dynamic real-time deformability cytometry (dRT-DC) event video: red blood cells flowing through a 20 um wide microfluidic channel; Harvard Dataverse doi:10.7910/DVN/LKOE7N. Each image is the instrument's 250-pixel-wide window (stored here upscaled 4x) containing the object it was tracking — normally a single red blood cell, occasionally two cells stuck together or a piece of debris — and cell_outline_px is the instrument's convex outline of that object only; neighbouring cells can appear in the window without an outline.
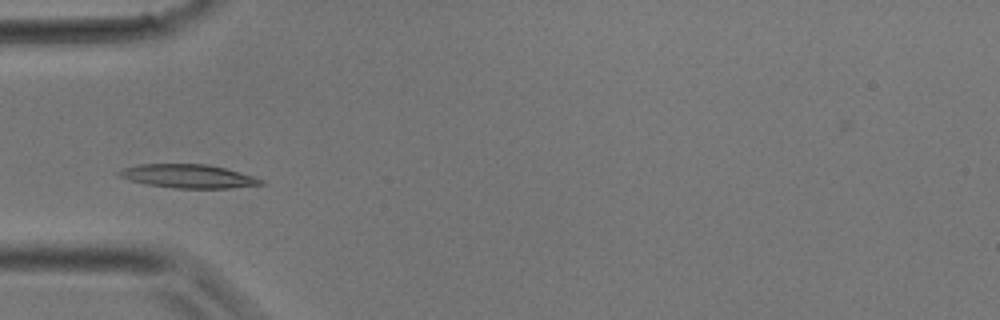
{"species": "common noctule bat (a hibernating species)", "species_latin": "Nyctalus noctula", "temperature_condition": "room temperature", "stored_images_in_passage": 26, "camera_frame_rate_fps": 3000, "um_per_image_px": 0.085, "animal": {"sex": "male", "body_mass_g": 17.9}, "frame": {"image": 1, "passage_image": 1, "time_ms": 0.0, "image_size_px": [1000, 320], "cell_outline_px": [[268, 184], [228, 188], [176, 188], [148, 184], [128, 180], [116, 176], [116, 172], [124, 168], [140, 164], [204, 164], [224, 168], [252, 176], [264, 180]], "centroid_in_image_um": [15.98, 14.98], "position_along_channel_um": 69.0, "area_um2": 19.42}}
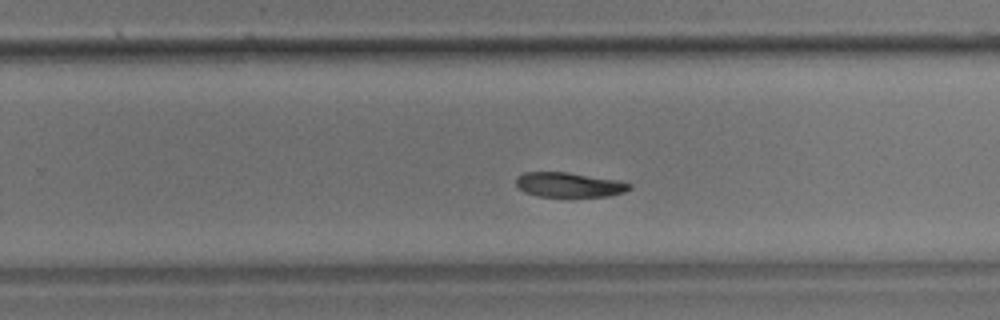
{"frame": {"image": 2, "passage_image": 13, "time_ms": 4.0, "image_size_px": [1000, 320], "cell_outline_px": [[632, 188], [624, 192], [608, 196], [572, 200], [540, 196], [524, 192], [516, 184], [516, 176], [524, 172], [568, 172], [616, 180], [632, 184]], "centroid_in_image_um": [48.38, 15.76], "position_along_channel_um": 281.4, "area_um2": 17.17}}
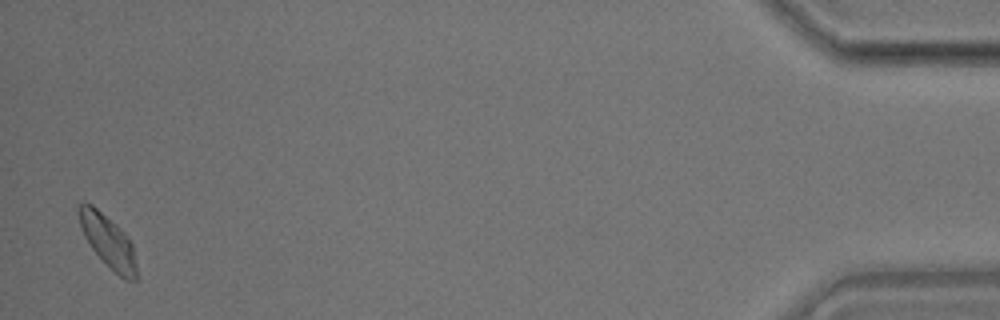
{"frame": {"image": 3, "passage_image": 26, "time_ms": 8.333, "image_size_px": [1000, 320], "cell_outline_px": [[140, 280], [128, 280], [120, 276], [92, 248], [84, 236], [76, 212], [76, 204], [84, 200], [92, 204], [116, 224], [124, 232], [132, 244]], "centroid_in_image_um": [9.17, 20.44], "position_along_channel_um": 426.0, "area_um2": 17.74}}